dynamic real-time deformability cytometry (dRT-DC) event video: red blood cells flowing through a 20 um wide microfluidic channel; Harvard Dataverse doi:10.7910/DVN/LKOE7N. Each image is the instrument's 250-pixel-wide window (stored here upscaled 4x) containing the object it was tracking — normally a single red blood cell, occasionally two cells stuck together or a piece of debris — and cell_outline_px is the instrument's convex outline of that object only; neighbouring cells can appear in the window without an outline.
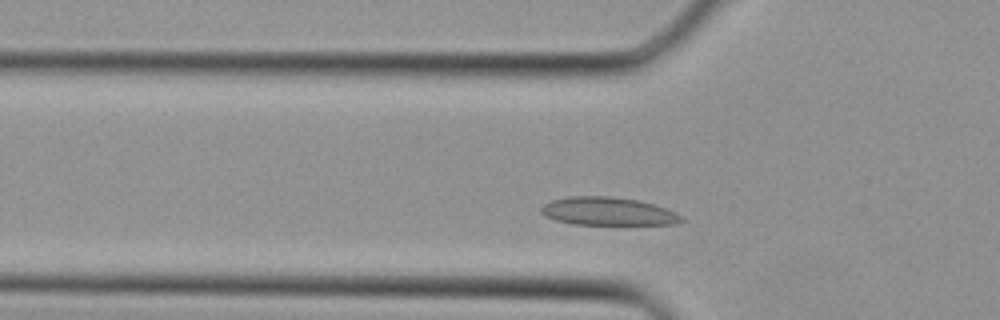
{"species": "Egyptian fruit bat (a non-hibernating species)", "species_latin": "Rousettus aegyptiacus", "temperature_condition": "cold", "stored_images_in_passage": 30, "camera_frame_rate_fps": 3000, "um_per_image_px": 0.085, "animal": {"sex": "female"}, "frame": {"image": 1, "passage_image": 3, "time_ms": 0.667, "image_size_px": [1000, 320], "cell_outline_px": [[684, 220], [676, 224], [572, 224], [556, 220], [544, 216], [540, 212], [540, 208], [544, 204], [552, 200], [568, 196], [612, 196], [636, 200], [668, 208], [684, 216]], "centroid_in_image_um": [51.68, 17.96], "position_along_channel_um": 74.1, "area_um2": 23.06}}
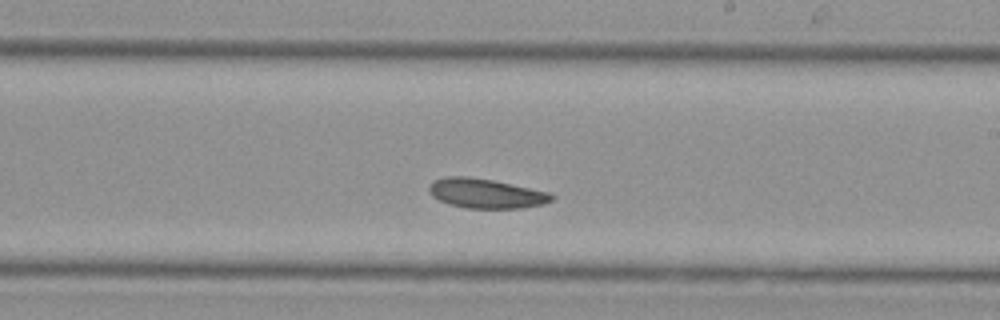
{"frame": {"image": 2, "passage_image": 13, "time_ms": 4.0, "image_size_px": [1000, 320], "cell_outline_px": [[556, 196], [552, 200], [544, 204], [520, 208], [468, 208], [448, 204], [432, 196], [428, 188], [428, 184], [432, 180], [444, 176], [468, 176], [492, 180], [548, 192]], "centroid_in_image_um": [41.26, 16.43], "position_along_channel_um": 247.7, "area_um2": 21.15}}
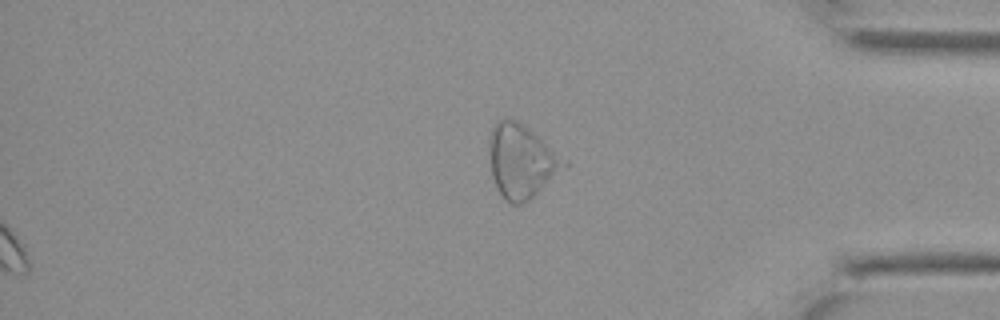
{"frame": {"image": 3, "passage_image": 30, "time_ms": 9.667, "image_size_px": [1000, 320], "cell_outline_px": [[568, 164], [524, 204], [512, 204], [500, 192], [492, 176], [492, 128], [500, 120], [516, 120], [524, 124]], "centroid_in_image_um": [44.33, 13.72], "position_along_channel_um": 390.9, "area_um2": 30.11}}